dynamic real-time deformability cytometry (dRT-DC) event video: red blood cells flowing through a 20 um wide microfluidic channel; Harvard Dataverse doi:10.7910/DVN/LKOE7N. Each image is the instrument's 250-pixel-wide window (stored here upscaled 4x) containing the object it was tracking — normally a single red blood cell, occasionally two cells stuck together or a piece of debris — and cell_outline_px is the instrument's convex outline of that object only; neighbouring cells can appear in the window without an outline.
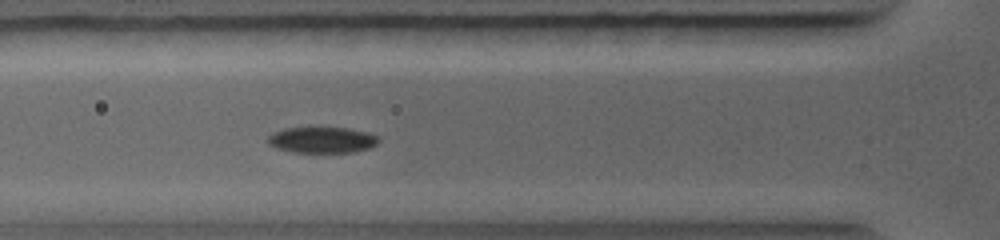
{"species": "common noctule bat (a hibernating species)", "species_latin": "Nyctalus noctula", "temperature_condition": "warm", "stored_images_in_passage": 11, "camera_frame_rate_fps": 5000, "um_per_image_px": 0.085, "animal": {"sex": "female", "body_mass_g": 19.0, "forearm_length_mm": 56.7}, "frame": {"image": 1, "passage_image": 5, "time_ms": 1.8, "image_size_px": [1000, 240], "cell_outline_px": [[380, 140], [376, 144], [368, 148], [356, 152], [292, 152], [276, 148], [268, 144], [268, 136], [272, 132], [288, 128], [348, 128], [364, 132], [376, 136]], "centroid_in_image_um": [27.34, 11.9], "position_along_channel_um": 98.5, "area_um2": 16.59}}
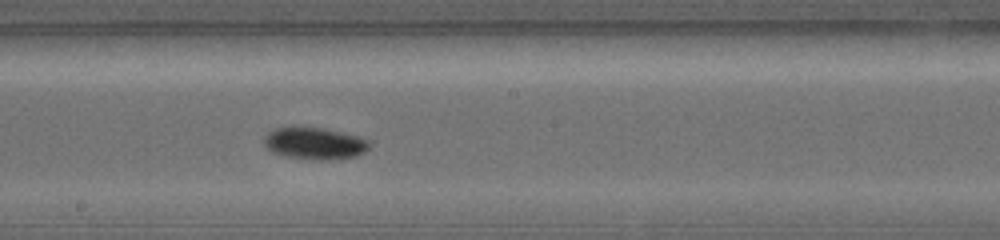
{"frame": {"image": 2, "passage_image": 10, "time_ms": 4.2, "image_size_px": [1000, 240], "cell_outline_px": [[368, 148], [364, 152], [356, 156], [328, 160], [320, 160], [284, 156], [272, 152], [264, 144], [264, 136], [268, 132], [276, 128], [324, 128], [356, 136], [368, 140]], "centroid_in_image_um": [26.72, 12.2], "position_along_channel_um": 221.5, "area_um2": 19.19}}
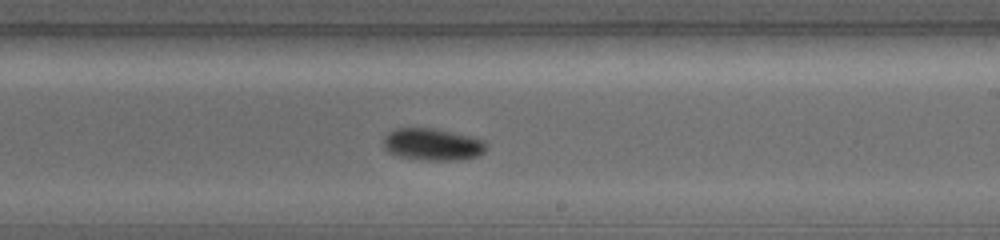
{"frame": {"image": 3, "passage_image": 11, "time_ms": 4.8, "image_size_px": [1000, 240], "cell_outline_px": [[488, 148], [484, 152], [476, 156], [460, 160], [428, 160], [400, 156], [388, 152], [384, 148], [384, 136], [388, 132], [396, 128], [436, 128], [484, 140], [488, 144]], "centroid_in_image_um": [36.78, 12.27], "position_along_channel_um": 252.2, "area_um2": 19.19}}